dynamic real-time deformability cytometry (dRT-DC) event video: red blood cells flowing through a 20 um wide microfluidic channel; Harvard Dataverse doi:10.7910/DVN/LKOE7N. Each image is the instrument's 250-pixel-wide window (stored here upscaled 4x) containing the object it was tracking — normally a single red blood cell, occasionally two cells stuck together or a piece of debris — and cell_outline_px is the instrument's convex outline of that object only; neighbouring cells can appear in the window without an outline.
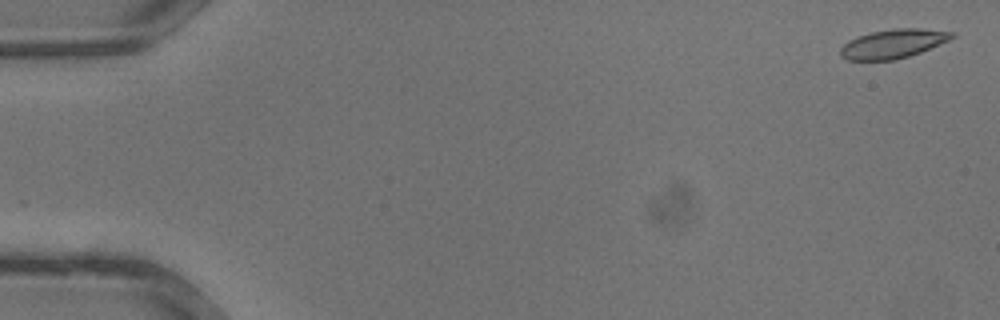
{"species": "common noctule bat (a hibernating species)", "species_latin": "Nyctalus noctula", "temperature_condition": "warm", "stored_images_in_passage": 13, "camera_frame_rate_fps": 3000, "um_per_image_px": 0.085, "animal": {"sex": "male", "body_mass_g": 13.3}, "frame": {"image": 1, "passage_image": 1, "time_ms": 0.0, "image_size_px": [1000, 320], "cell_outline_px": [[956, 36], [940, 44], [920, 52], [896, 60], [848, 60], [840, 56], [840, 48], [848, 40], [872, 32], [896, 28], [920, 28], [956, 32]], "centroid_in_image_um": [75.92, 3.72], "position_along_channel_um": 9.1, "area_um2": 18.79}}
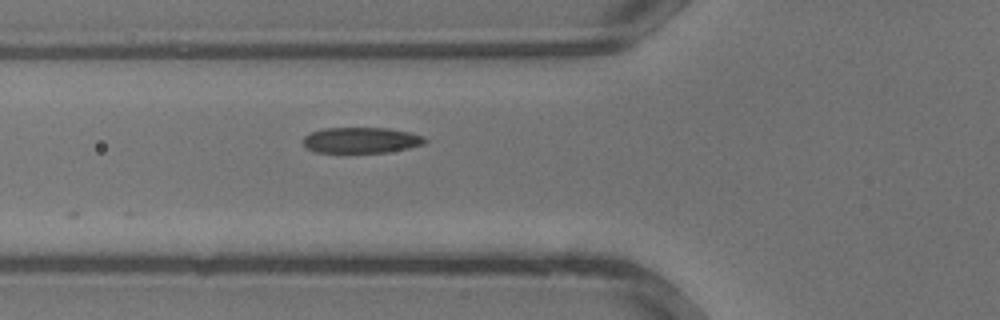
{"frame": {"image": 2, "passage_image": 13, "time_ms": 4.0, "image_size_px": [1000, 320], "cell_outline_px": [[428, 140], [424, 144], [408, 148], [388, 152], [348, 156], [316, 152], [304, 148], [300, 140], [308, 132], [324, 128], [388, 128], [408, 132], [424, 136]], "centroid_in_image_um": [30.59, 11.97], "position_along_channel_um": 95.2, "area_um2": 19.59}}